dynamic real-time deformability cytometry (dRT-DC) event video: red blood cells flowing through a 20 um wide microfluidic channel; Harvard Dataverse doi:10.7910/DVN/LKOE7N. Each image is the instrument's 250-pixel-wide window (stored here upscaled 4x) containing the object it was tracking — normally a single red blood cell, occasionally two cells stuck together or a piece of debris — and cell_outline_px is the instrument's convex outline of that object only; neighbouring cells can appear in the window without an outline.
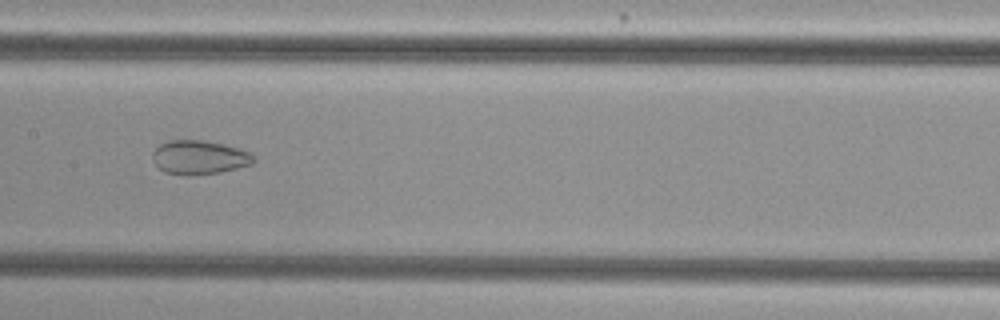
{"species": "common noctule bat (a hibernating species)", "species_latin": "Nyctalus noctula", "temperature_condition": "cold", "stored_images_in_passage": 44, "camera_frame_rate_fps": 3000, "um_per_image_px": 0.085, "animal": {"sex": "female", "body_mass_g": 29.2, "forearm_length_mm": 56.3}, "frame": {"image": 1, "passage_image": 18, "time_ms": 5.667, "image_size_px": [1000, 320], "cell_outline_px": [[256, 160], [252, 164], [220, 172], [164, 172], [152, 160], [152, 152], [160, 144], [168, 140], [204, 140], [252, 152], [256, 156]], "centroid_in_image_um": [16.97, 13.32], "position_along_channel_um": 190.4, "area_um2": 19.25}}
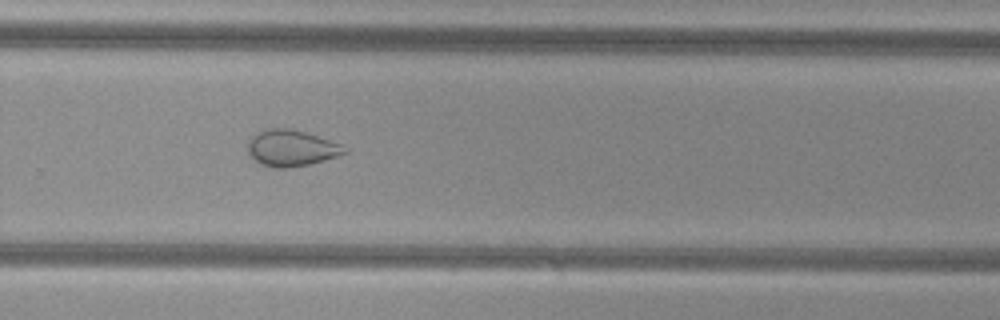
{"frame": {"image": 2, "passage_image": 27, "time_ms": 8.667, "image_size_px": [1000, 320], "cell_outline_px": [[348, 152], [324, 160], [308, 164], [288, 168], [272, 168], [260, 164], [248, 152], [248, 140], [256, 132], [272, 128], [288, 128], [304, 132], [340, 144], [348, 148]], "centroid_in_image_um": [24.74, 12.59], "position_along_channel_um": 305.1, "area_um2": 20.23}}
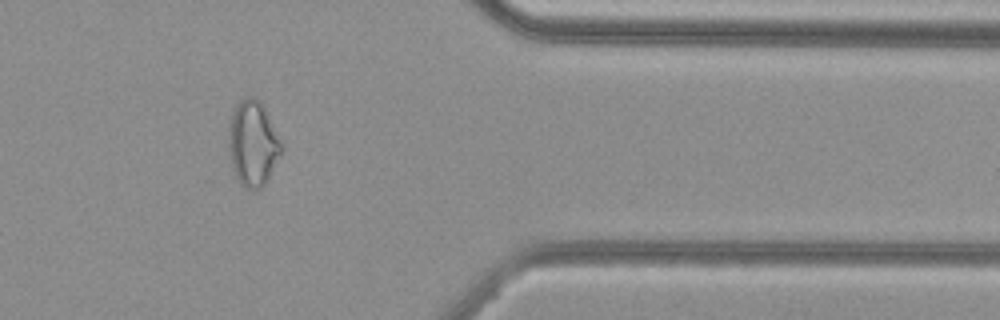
{"frame": {"image": 3, "passage_image": 35, "time_ms": 11.333, "image_size_px": [1000, 320], "cell_outline_px": [[284, 148], [264, 184], [260, 188], [244, 188], [240, 184], [232, 168], [228, 148], [228, 120], [232, 108], [244, 96], [252, 96], [260, 100], [264, 104]], "centroid_in_image_um": [21.46, 12.11], "position_along_channel_um": 389.9, "area_um2": 26.7}, "authors_computed_cell_mechanics": {"area_um2": 24.7095, "velocity_mm_per_s": 3.8263, "shape_relaxation_time_tau1_ms": null, "shape_relaxation_time_tau2_ms": 2.2211, "deformation_change_tau1": null, "deformation_change_tau2": 0.073}}